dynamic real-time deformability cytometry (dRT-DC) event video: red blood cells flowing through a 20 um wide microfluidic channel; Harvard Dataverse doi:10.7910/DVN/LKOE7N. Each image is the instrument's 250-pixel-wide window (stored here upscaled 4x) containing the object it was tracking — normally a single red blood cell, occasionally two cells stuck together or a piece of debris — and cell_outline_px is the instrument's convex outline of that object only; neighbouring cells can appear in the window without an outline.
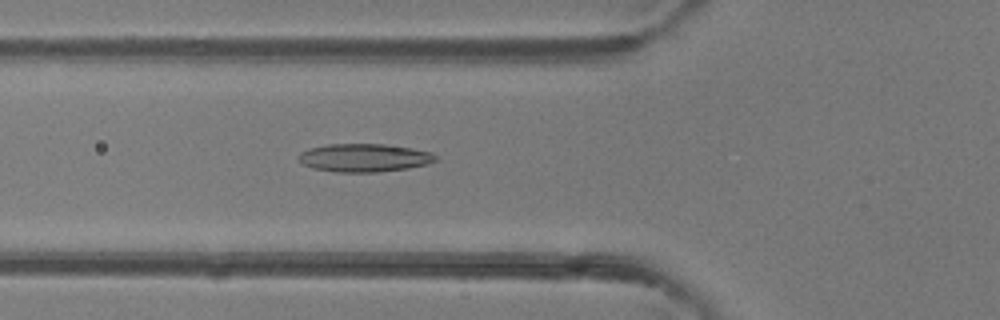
{"species": "common noctule bat (a hibernating species)", "species_latin": "Nyctalus noctula", "temperature_condition": "room temperature", "stored_images_in_passage": 22, "camera_frame_rate_fps": 3000, "um_per_image_px": 0.085, "animal": {"sex": "female"}, "frame": {"image": 1, "passage_image": 16, "time_ms": 5.0, "image_size_px": [1000, 320], "cell_outline_px": [[436, 160], [428, 164], [408, 168], [380, 172], [336, 172], [312, 168], [304, 164], [296, 156], [300, 152], [308, 148], [328, 144], [384, 144], [412, 148], [432, 152], [436, 156]], "centroid_in_image_um": [30.95, 13.41], "position_along_channel_um": 94.9, "area_um2": 22.6}}
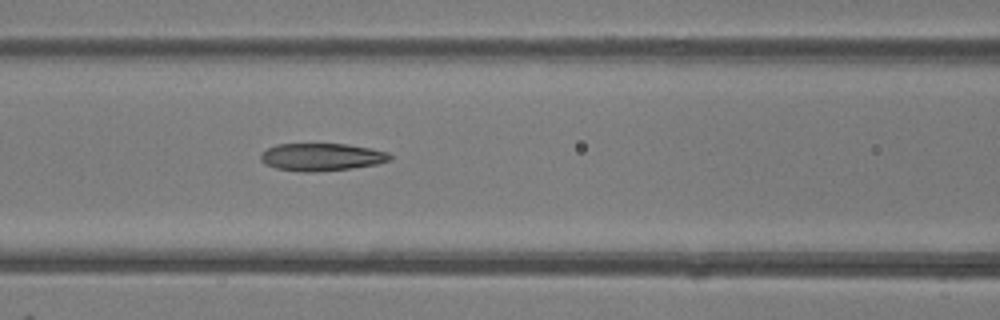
{"frame": {"image": 2, "passage_image": 19, "time_ms": 6.0, "image_size_px": [1000, 320], "cell_outline_px": [[392, 160], [376, 164], [352, 168], [316, 172], [304, 172], [276, 168], [264, 164], [260, 160], [260, 152], [276, 144], [348, 144], [372, 148], [388, 152], [392, 156]], "centroid_in_image_um": [27.33, 13.34], "position_along_channel_um": 139.3, "area_um2": 20.98}}
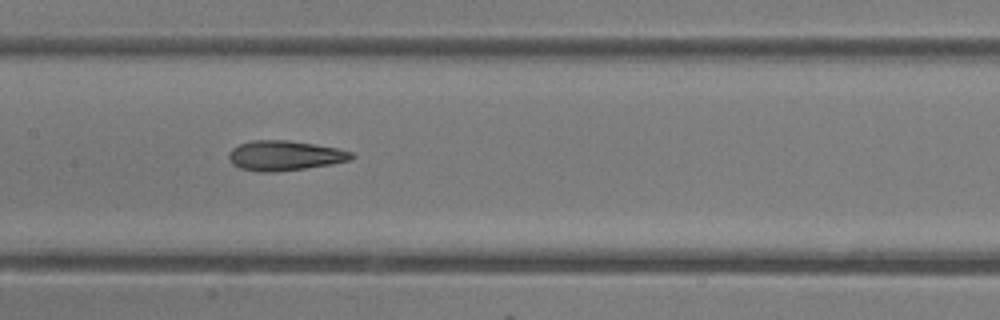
{"frame": {"image": 3, "passage_image": 22, "time_ms": 7.0, "image_size_px": [1000, 320], "cell_outline_px": [[356, 156], [352, 160], [332, 164], [276, 172], [256, 172], [240, 168], [232, 164], [228, 156], [232, 148], [240, 144], [252, 140], [288, 140], [316, 144], [336, 148], [352, 152]], "centroid_in_image_um": [24.21, 13.23], "position_along_channel_um": 183.2, "area_um2": 21.5}}